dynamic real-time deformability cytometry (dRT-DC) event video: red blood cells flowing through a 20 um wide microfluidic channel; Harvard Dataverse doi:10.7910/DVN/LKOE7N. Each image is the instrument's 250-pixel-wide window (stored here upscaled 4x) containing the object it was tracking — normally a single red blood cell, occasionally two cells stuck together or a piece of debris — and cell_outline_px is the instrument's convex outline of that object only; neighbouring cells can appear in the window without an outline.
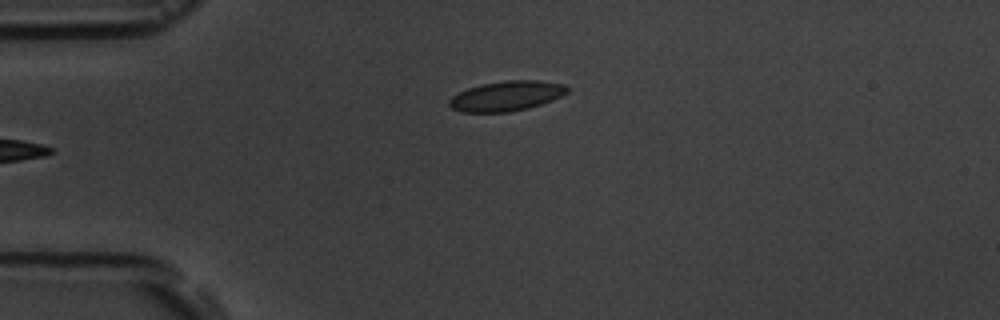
{"species": "common noctule bat (a hibernating species)", "species_latin": "Nyctalus noctula", "temperature_condition": "room temperature", "stored_images_in_passage": 5, "camera_frame_rate_fps": 3000, "um_per_image_px": 0.085, "animal": {"sex": "male", "body_mass_g": 19.5, "forearm_length_mm": 54.6}, "frame": {"image": 1, "passage_image": 5, "time_ms": 4.667, "image_size_px": [1000, 320], "cell_outline_px": [[568, 92], [552, 100], [528, 108], [508, 112], [460, 112], [452, 108], [448, 104], [448, 100], [452, 96], [468, 88], [480, 84], [508, 80], [540, 80], [564, 84], [568, 88]], "centroid_in_image_um": [43.03, 8.15], "position_along_channel_um": 42.0, "area_um2": 20.58}}